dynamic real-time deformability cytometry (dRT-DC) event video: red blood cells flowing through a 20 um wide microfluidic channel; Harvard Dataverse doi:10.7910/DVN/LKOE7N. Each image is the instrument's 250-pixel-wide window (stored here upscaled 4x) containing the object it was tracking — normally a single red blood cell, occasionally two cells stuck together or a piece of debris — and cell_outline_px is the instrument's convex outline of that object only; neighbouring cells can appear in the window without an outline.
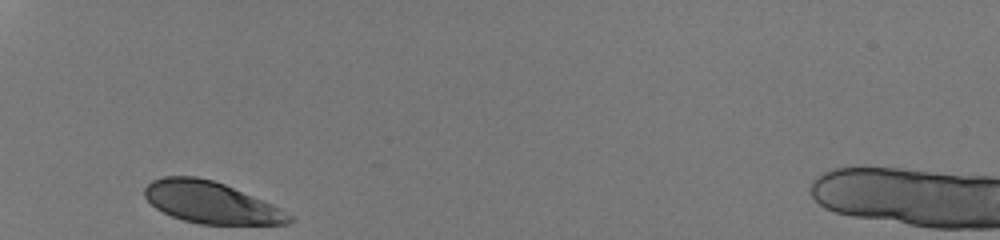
{"species": "human", "species_latin": "Homo sapiens", "temperature_condition": "room temperature", "stored_images_in_passage": 26, "camera_frame_rate_fps": 3000, "um_per_image_px": 0.085, "donor": {"sex": "male"}, "frame": {"image": 1, "passage_image": 1, "time_ms": 0.0, "image_size_px": [1000, 240], "cell_outline_px": [[296, 220], [288, 224], [200, 224], [184, 220], [172, 216], [156, 208], [144, 196], [144, 188], [152, 180], [164, 176], [196, 176], [212, 180], [224, 184], [272, 204], [280, 208], [292, 216]], "centroid_in_image_um": [17.94, 17.21], "position_along_channel_um": 67.1, "area_um2": 34.85}}
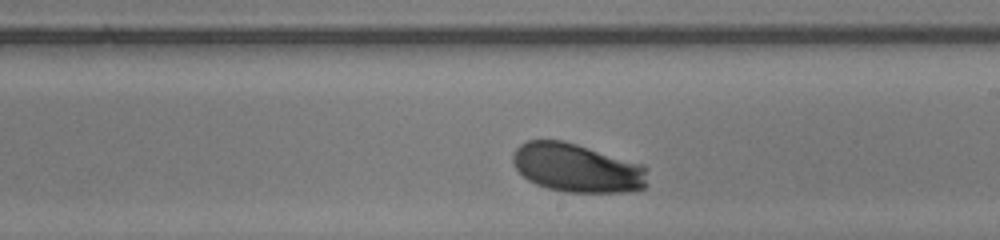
{"frame": {"image": 2, "passage_image": 15, "time_ms": 4.667, "image_size_px": [1000, 240], "cell_outline_px": [[648, 168], [644, 188], [628, 192], [564, 192], [548, 188], [536, 184], [528, 180], [516, 168], [512, 160], [512, 156], [516, 148], [520, 144], [528, 140], [564, 140], [644, 164]], "centroid_in_image_um": [49.06, 14.26], "position_along_channel_um": 239.9, "area_um2": 38.44}}
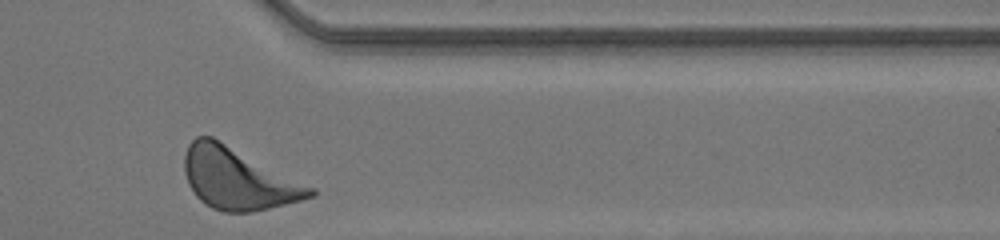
{"frame": {"image": 3, "passage_image": 26, "time_ms": 8.333, "image_size_px": [1000, 240], "cell_outline_px": [[316, 196], [252, 212], [224, 212], [212, 208], [204, 204], [196, 196], [188, 184], [184, 172], [184, 156], [188, 144], [196, 136], [212, 136], [316, 188]], "centroid_in_image_um": [20.22, 15.18], "position_along_channel_um": 391.2, "area_um2": 45.14}, "authors_computed_cell_mechanics": {"area_um2": 38.2058, "velocity_mm_per_s": 4.1383, "shape_relaxation_time_tau1_ms": 1.3357, "shape_relaxation_time_tau2_ms": null, "deformation_change_tau1": 0.1107, "deformation_change_tau2": null}}